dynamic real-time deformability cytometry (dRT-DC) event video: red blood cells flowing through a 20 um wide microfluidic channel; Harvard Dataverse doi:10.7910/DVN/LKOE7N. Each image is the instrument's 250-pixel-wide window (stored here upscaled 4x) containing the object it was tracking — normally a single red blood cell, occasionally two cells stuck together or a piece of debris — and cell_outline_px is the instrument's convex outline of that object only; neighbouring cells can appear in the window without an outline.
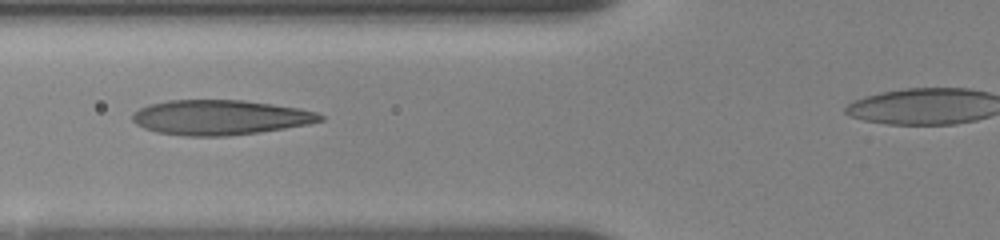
{"species": "human", "species_latin": "Homo sapiens", "temperature_condition": "room temperature", "stored_images_in_passage": 15, "camera_frame_rate_fps": 3000, "um_per_image_px": 0.085, "donor": {"sex": "female"}, "frame": {"image": 1, "passage_image": 6, "time_ms": 2.333, "image_size_px": [1000, 240], "cell_outline_px": [[324, 120], [308, 124], [260, 132], [228, 136], [184, 136], [156, 132], [144, 128], [136, 124], [132, 120], [132, 112], [148, 104], [168, 100], [244, 100], [300, 108], [316, 112], [324, 116]], "centroid_in_image_um": [18.68, 9.98], "position_along_channel_um": 107.1, "area_um2": 38.38}}
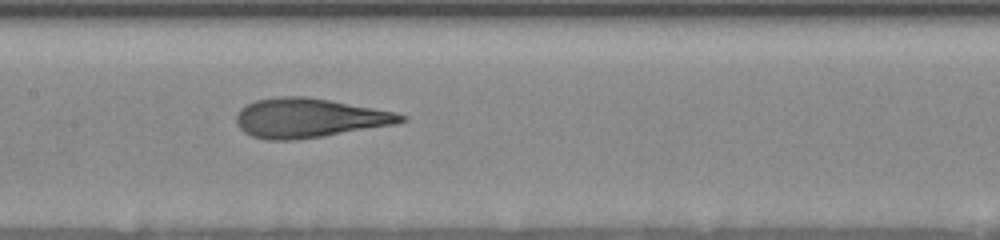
{"frame": {"image": 2, "passage_image": 13, "time_ms": 4.333, "image_size_px": [1000, 240], "cell_outline_px": [[408, 120], [396, 124], [320, 136], [292, 140], [268, 140], [252, 136], [244, 132], [236, 124], [236, 112], [240, 108], [256, 100], [280, 96], [304, 96], [328, 100], [396, 112], [408, 116]], "centroid_in_image_um": [26.25, 10.02], "position_along_channel_um": 181.1, "area_um2": 37.45}}
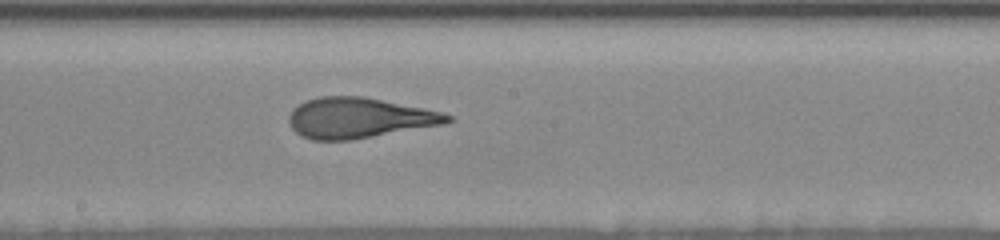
{"frame": {"image": 3, "passage_image": 15, "time_ms": 5.333, "image_size_px": [1000, 240], "cell_outline_px": [[452, 120], [444, 124], [352, 140], [312, 140], [300, 136], [292, 128], [288, 120], [288, 116], [292, 108], [308, 100], [320, 96], [360, 96], [424, 108], [444, 112], [452, 116]], "centroid_in_image_um": [30.5, 10.03], "position_along_channel_um": 217.7, "area_um2": 37.28}}